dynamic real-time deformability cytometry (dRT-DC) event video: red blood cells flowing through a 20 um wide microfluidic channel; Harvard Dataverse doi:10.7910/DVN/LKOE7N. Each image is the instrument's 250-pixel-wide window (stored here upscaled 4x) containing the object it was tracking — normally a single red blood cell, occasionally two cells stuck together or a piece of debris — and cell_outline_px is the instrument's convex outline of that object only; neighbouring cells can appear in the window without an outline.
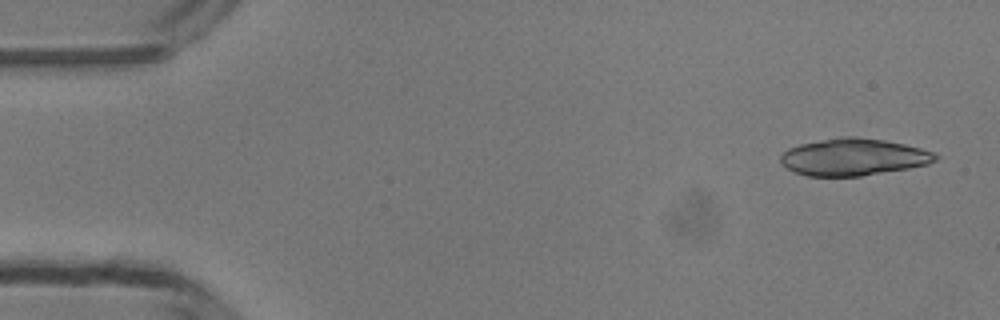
{"species": "common noctule bat (a hibernating species)", "species_latin": "Nyctalus noctula", "temperature_condition": "room temperature", "stored_images_in_passage": 16, "camera_frame_rate_fps": 3000, "um_per_image_px": 0.085, "animal": {"sex": "male", "body_mass_g": 13.3}, "frame": {"image": 1, "passage_image": 2, "time_ms": 0.333, "image_size_px": [1000, 320], "cell_outline_px": [[940, 156], [936, 160], [928, 164], [908, 168], [860, 176], [808, 176], [792, 172], [780, 164], [780, 156], [788, 148], [800, 144], [848, 136], [856, 136], [884, 140], [904, 144], [936, 152]], "centroid_in_image_um": [72.54, 13.35], "position_along_channel_um": 12.5, "area_um2": 33.41}}